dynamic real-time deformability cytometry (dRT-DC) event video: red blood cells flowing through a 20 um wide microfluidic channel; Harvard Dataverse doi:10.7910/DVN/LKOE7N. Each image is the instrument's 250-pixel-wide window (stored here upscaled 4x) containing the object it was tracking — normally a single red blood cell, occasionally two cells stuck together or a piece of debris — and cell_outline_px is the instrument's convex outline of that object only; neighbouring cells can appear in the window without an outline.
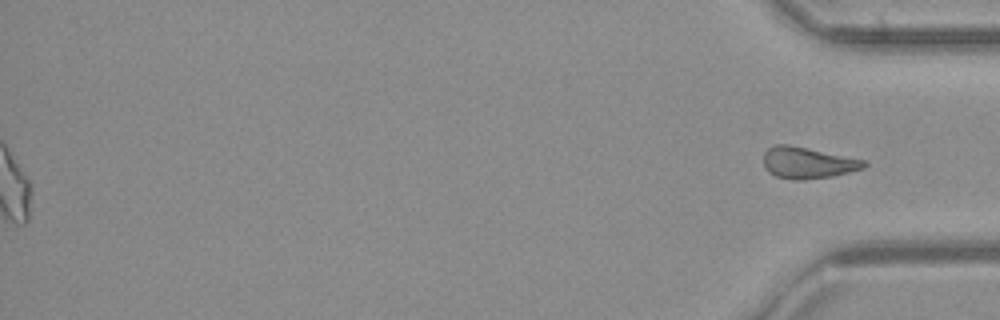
{"species": "common noctule bat (a hibernating species)", "species_latin": "Nyctalus noctula", "temperature_condition": "cold", "stored_images_in_passage": 42, "segment_of_instrument_passage": [2, 2], "camera_frame_rate_fps": 3000, "um_per_image_px": 0.085, "animal": {"sex": "female", "body_mass_g": 21.9}, "frame": {"image": 1, "passage_image": 42, "time_ms": 13.667, "image_size_px": [1000, 320], "cell_outline_px": [[868, 164], [864, 168], [832, 176], [804, 180], [796, 180], [776, 176], [768, 172], [764, 168], [764, 152], [768, 148], [776, 144], [788, 144], [868, 160]], "centroid_in_image_um": [68.67, 13.83], "position_along_channel_um": 366.5, "area_um2": 18.55}}